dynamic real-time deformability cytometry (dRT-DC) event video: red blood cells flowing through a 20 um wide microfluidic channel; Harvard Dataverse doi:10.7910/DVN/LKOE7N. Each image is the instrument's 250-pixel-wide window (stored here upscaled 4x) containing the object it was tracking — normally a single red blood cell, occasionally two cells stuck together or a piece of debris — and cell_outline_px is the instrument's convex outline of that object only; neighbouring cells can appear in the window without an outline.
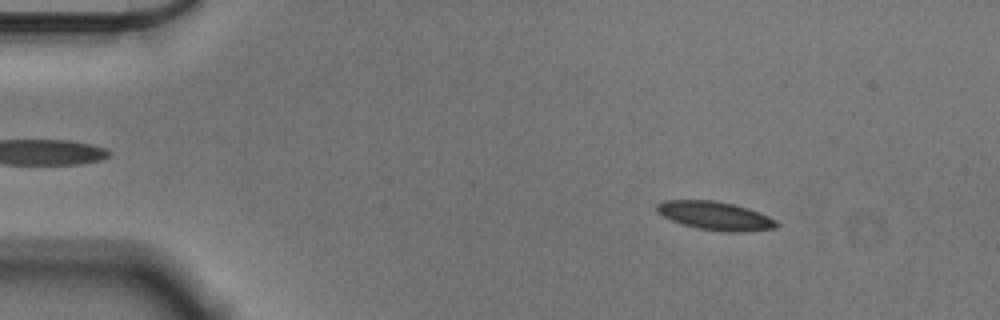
{"species": "Egyptian fruit bat (a non-hibernating species)", "species_latin": "Rousettus aegyptiacus", "temperature_condition": "cold", "stored_images_in_passage": 56, "camera_frame_rate_fps": 3000, "um_per_image_px": 0.085, "animal": {"sex": "male"}, "frame": {"image": 1, "passage_image": 8, "time_ms": 2.333, "image_size_px": [1000, 320], "cell_outline_px": [[780, 224], [776, 228], [744, 232], [728, 232], [696, 228], [672, 220], [656, 212], [656, 204], [664, 200], [712, 200], [732, 204], [748, 208], [768, 216], [776, 220]], "centroid_in_image_um": [60.8, 18.34], "position_along_channel_um": 24.2, "area_um2": 19.83}}
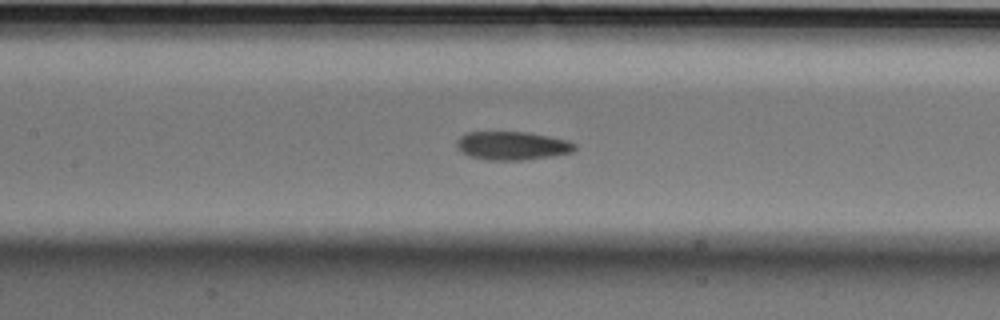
{"frame": {"image": 2, "passage_image": 26, "time_ms": 8.333, "image_size_px": [1000, 320], "cell_outline_px": [[576, 148], [572, 152], [552, 156], [520, 160], [488, 160], [468, 156], [460, 152], [456, 144], [456, 140], [464, 132], [528, 132], [568, 140], [576, 144]], "centroid_in_image_um": [43.5, 12.38], "position_along_channel_um": 163.9, "area_um2": 19.71}}
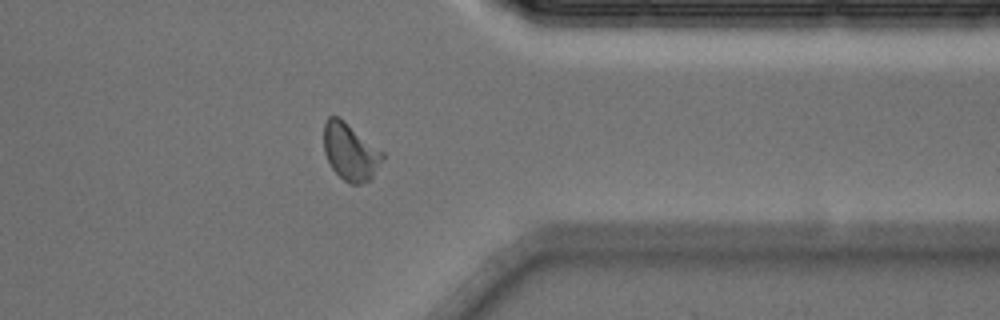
{"frame": {"image": 3, "passage_image": 45, "time_ms": 14.667, "image_size_px": [1000, 320], "cell_outline_px": [[384, 156], [372, 176], [368, 180], [360, 184], [352, 184], [344, 180], [332, 168], [324, 152], [324, 124], [328, 116], [340, 116], [384, 152]], "centroid_in_image_um": [29.76, 12.86], "position_along_channel_um": 381.6, "area_um2": 19.42}, "authors_computed_cell_mechanics": {"area_um2": 19.3052, "velocity_mm_per_s": 3.5588, "shape_relaxation_time_tau1_ms": 3.2497, "shape_relaxation_time_tau2_ms": 2.9662, "deformation_change_tau1": 0.1251, "deformation_change_tau2": 0.079}}